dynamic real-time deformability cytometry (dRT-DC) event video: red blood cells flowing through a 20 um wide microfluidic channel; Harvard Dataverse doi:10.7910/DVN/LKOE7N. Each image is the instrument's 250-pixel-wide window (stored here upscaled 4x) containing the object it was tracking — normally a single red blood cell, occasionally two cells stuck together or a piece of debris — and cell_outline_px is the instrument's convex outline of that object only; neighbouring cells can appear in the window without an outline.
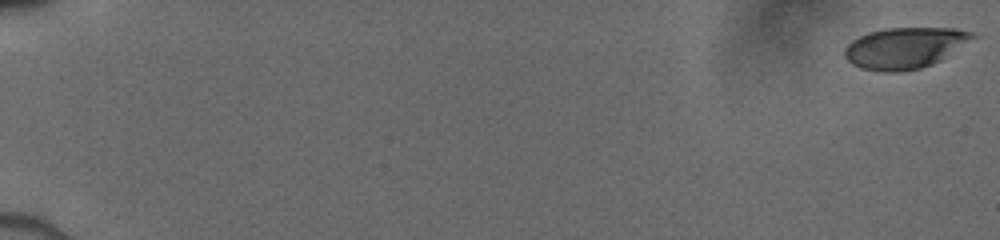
{"species": "human", "species_latin": "Homo sapiens", "temperature_condition": "cold", "stored_images_in_passage": 35, "camera_frame_rate_fps": 3000, "um_per_image_px": 0.085, "donor": {"sex": "male"}, "frame": {"image": 1, "passage_image": 1, "time_ms": 0.0, "image_size_px": [1000, 240], "cell_outline_px": [[980, 36], [940, 60], [932, 64], [920, 68], [900, 72], [880, 72], [860, 68], [852, 64], [844, 56], [844, 48], [852, 40], [868, 32], [888, 28], [952, 28], [976, 32]], "centroid_in_image_um": [76.94, 4.07], "position_along_channel_um": 8.1, "area_um2": 30.92}}
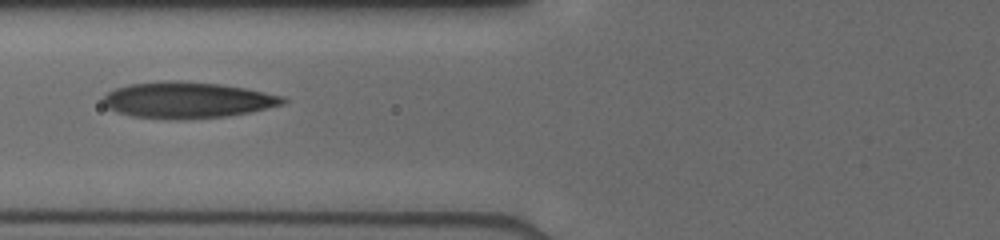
{"frame": {"image": 2, "passage_image": 30, "time_ms": 7.667, "image_size_px": [1000, 240], "cell_outline_px": [[288, 100], [284, 104], [248, 112], [228, 116], [176, 120], [132, 116], [116, 112], [108, 108], [104, 104], [104, 96], [108, 92], [116, 88], [128, 84], [172, 80], [180, 80], [220, 84], [248, 88], [284, 96]], "centroid_in_image_um": [15.94, 8.5], "position_along_channel_um": 109.9, "area_um2": 38.03}}
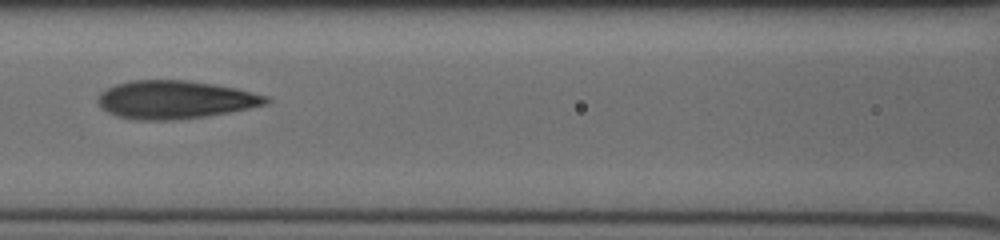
{"frame": {"image": 3, "passage_image": 34, "time_ms": 8.667, "image_size_px": [1000, 240], "cell_outline_px": [[272, 100], [268, 104], [208, 116], [172, 120], [136, 120], [116, 116], [100, 108], [96, 100], [100, 92], [116, 84], [128, 80], [188, 80], [236, 88], [268, 96]], "centroid_in_image_um": [14.85, 8.47], "position_along_channel_um": 151.7, "area_um2": 37.57}}